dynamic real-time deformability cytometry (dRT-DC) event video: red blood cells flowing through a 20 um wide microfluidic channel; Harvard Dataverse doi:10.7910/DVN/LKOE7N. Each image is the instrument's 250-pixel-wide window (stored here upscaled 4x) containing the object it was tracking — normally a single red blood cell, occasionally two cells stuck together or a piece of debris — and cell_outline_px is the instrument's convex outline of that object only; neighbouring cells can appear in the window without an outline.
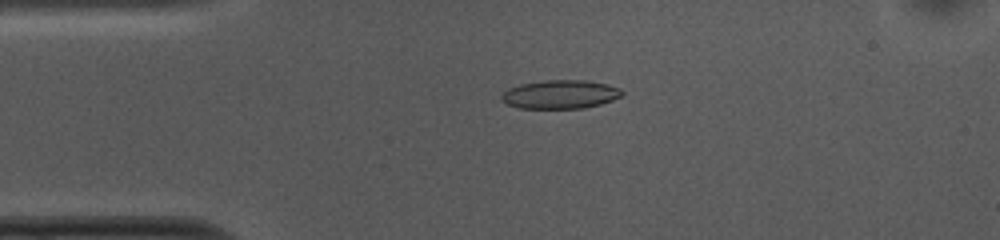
{"species": "common noctule bat (a hibernating species)", "species_latin": "Nyctalus noctula", "temperature_condition": "cold", "stored_images_in_passage": 52, "camera_frame_rate_fps": 3000, "um_per_image_px": 0.085, "animal": {"sex": "female", "body_mass_g": 10.0, "forearm_length_mm": 53.1}, "frame": {"image": 1, "passage_image": 11, "time_ms": 3.333, "image_size_px": [1000, 240], "cell_outline_px": [[624, 92], [620, 96], [612, 100], [600, 104], [584, 108], [516, 108], [500, 100], [500, 96], [508, 88], [520, 84], [544, 80], [588, 80], [608, 84], [620, 88]], "centroid_in_image_um": [47.61, 8.01], "position_along_channel_um": 37.4, "area_um2": 20.23}}
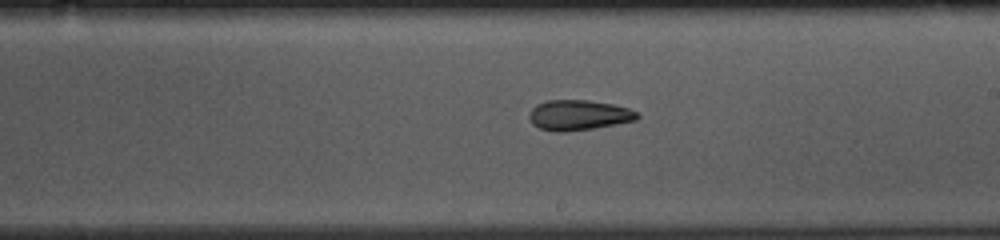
{"frame": {"image": 2, "passage_image": 29, "time_ms": 9.333, "image_size_px": [1000, 240], "cell_outline_px": [[640, 116], [636, 120], [616, 124], [592, 128], [564, 132], [552, 132], [540, 128], [532, 124], [528, 116], [528, 112], [536, 104], [548, 100], [588, 100], [612, 104], [628, 108], [636, 112]], "centroid_in_image_um": [49.14, 9.78], "position_along_channel_um": 239.9, "area_um2": 19.07}}
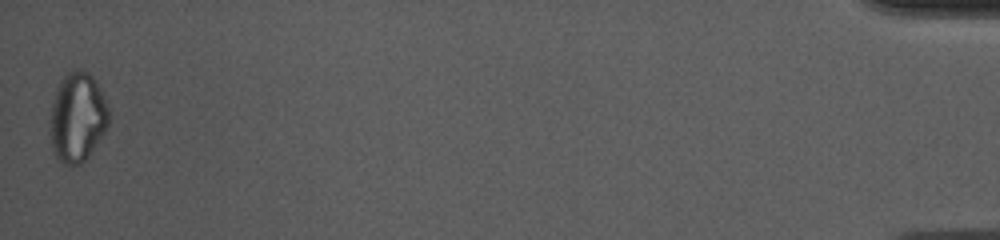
{"frame": {"image": 3, "passage_image": 52, "time_ms": 17.0, "image_size_px": [1000, 240], "cell_outline_px": [[108, 124], [104, 132], [88, 156], [80, 164], [64, 164], [56, 156], [52, 148], [52, 104], [56, 88], [60, 80], [68, 72], [80, 68], [88, 72], [96, 80], [108, 104]], "centroid_in_image_um": [6.61, 9.92], "position_along_channel_um": 428.6, "area_um2": 30.11}, "authors_computed_cell_mechanics": {"area_um2": 19.8543, "velocity_mm_per_s": 3.7534, "shape_relaxation_time_tau1_ms": null, "shape_relaxation_time_tau2_ms": 3.8209, "deformation_change_tau1": null, "deformation_change_tau2": 0.1044}}